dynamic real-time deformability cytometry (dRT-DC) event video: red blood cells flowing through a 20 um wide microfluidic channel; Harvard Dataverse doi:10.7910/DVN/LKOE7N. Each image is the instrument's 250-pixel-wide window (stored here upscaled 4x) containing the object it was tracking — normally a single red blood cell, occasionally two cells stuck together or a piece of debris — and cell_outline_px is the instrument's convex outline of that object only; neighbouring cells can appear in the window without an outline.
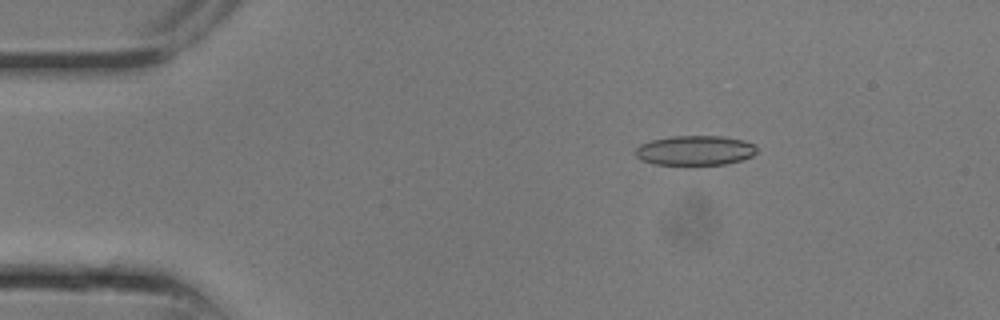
{"species": "common noctule bat (a hibernating species)", "species_latin": "Nyctalus noctula", "temperature_condition": "room temperature", "stored_images_in_passage": 9, "camera_frame_rate_fps": 3000, "um_per_image_px": 0.085, "animal": {"sex": "male", "body_mass_g": 13.3}, "frame": {"image": 1, "passage_image": 3, "time_ms": 0.667, "image_size_px": [1000, 320], "cell_outline_px": [[756, 152], [752, 156], [740, 160], [724, 164], [656, 164], [640, 160], [636, 156], [636, 148], [640, 144], [652, 140], [672, 136], [724, 136], [744, 140], [756, 144]], "centroid_in_image_um": [59.09, 12.77], "position_along_channel_um": 25.9, "area_um2": 20.92}}
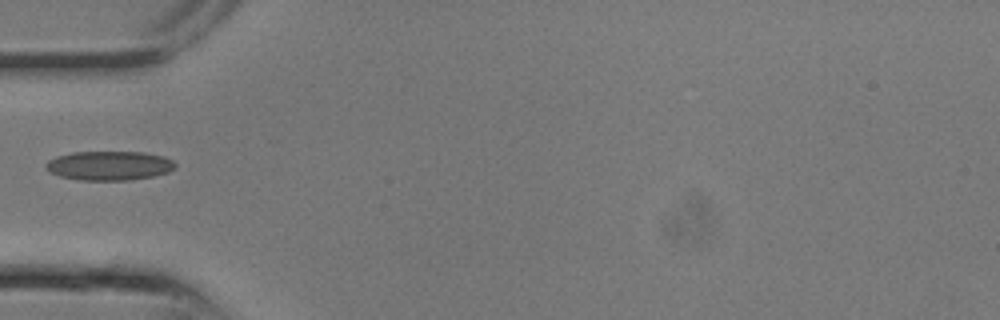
{"frame": {"image": 2, "passage_image": 7, "time_ms": 2.0, "image_size_px": [1000, 320], "cell_outline_px": [[176, 168], [168, 172], [156, 176], [132, 180], [80, 180], [60, 176], [48, 172], [44, 168], [44, 164], [48, 160], [56, 156], [72, 152], [144, 152], [164, 156], [172, 160], [176, 164]], "centroid_in_image_um": [9.28, 14.08], "position_along_channel_um": 75.7, "area_um2": 22.37}}
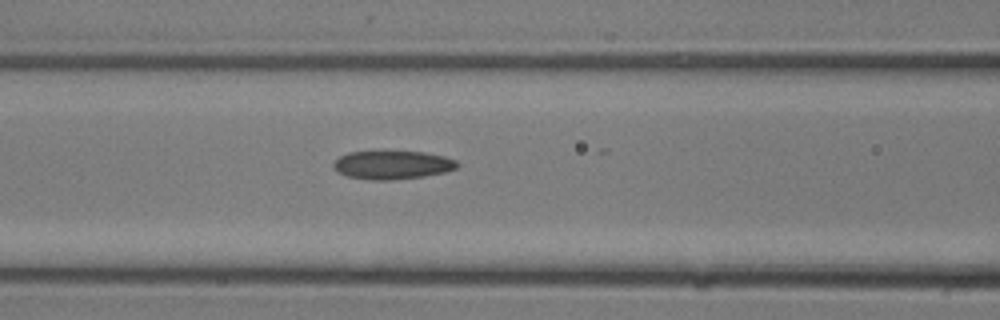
{"frame": {"image": 3, "passage_image": 9, "time_ms": 2.667, "image_size_px": [1000, 320], "cell_outline_px": [[460, 164], [456, 168], [444, 172], [424, 176], [392, 180], [368, 180], [348, 176], [332, 168], [332, 164], [340, 156], [348, 152], [424, 152], [444, 156], [456, 160]], "centroid_in_image_um": [33.35, 14.02], "position_along_channel_um": 133.2, "area_um2": 20.4}}